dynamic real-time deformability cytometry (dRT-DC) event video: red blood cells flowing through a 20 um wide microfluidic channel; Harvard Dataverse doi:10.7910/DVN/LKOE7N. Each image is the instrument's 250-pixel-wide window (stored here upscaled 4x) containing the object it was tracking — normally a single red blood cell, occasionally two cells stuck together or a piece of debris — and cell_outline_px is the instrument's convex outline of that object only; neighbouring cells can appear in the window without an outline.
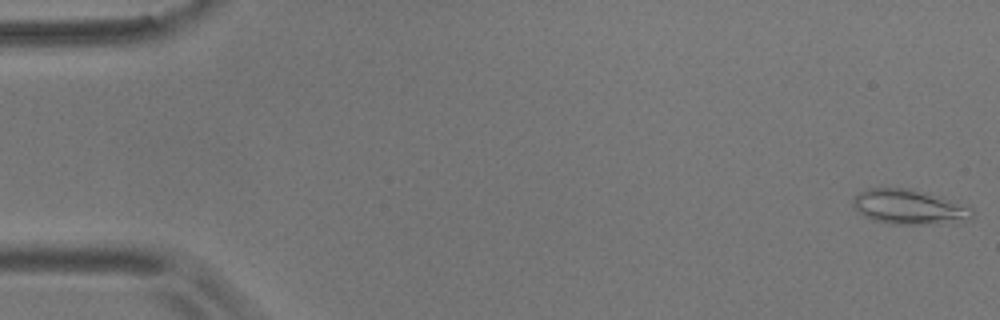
{"species": "common noctule bat (a hibernating species)", "species_latin": "Nyctalus noctula", "temperature_condition": "room temperature", "stored_images_in_passage": 55, "camera_frame_rate_fps": 3000, "um_per_image_px": 0.085, "animal": {"sex": "male", "body_mass_g": 17.9}, "frame": {"image": 1, "passage_image": 1, "time_ms": 0.0, "image_size_px": [1000, 320], "cell_outline_px": [[972, 216], [968, 220], [956, 224], [892, 224], [872, 220], [864, 216], [852, 204], [852, 196], [868, 188], [912, 188], [972, 208]], "centroid_in_image_um": [77.25, 17.61], "position_along_channel_um": 7.7, "area_um2": 24.22}}
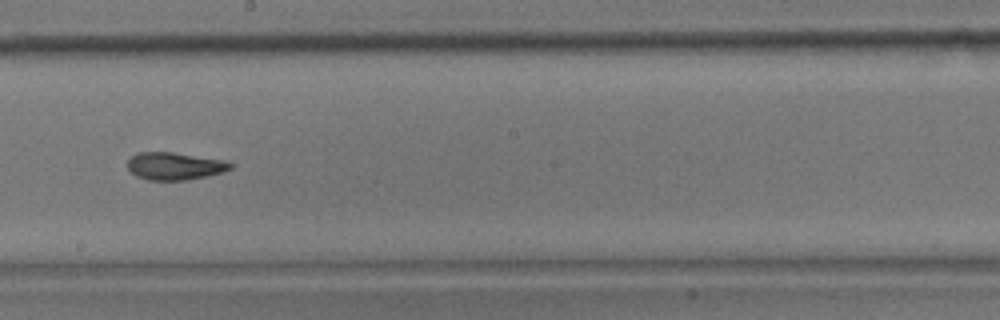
{"frame": {"image": 2, "passage_image": 31, "time_ms": 10.0, "image_size_px": [1000, 320], "cell_outline_px": [[232, 168], [224, 172], [208, 176], [188, 180], [148, 180], [136, 176], [128, 168], [128, 160], [136, 152], [172, 152], [224, 160], [232, 164]], "centroid_in_image_um": [14.85, 14.12], "position_along_channel_um": 233.3, "area_um2": 16.53}}
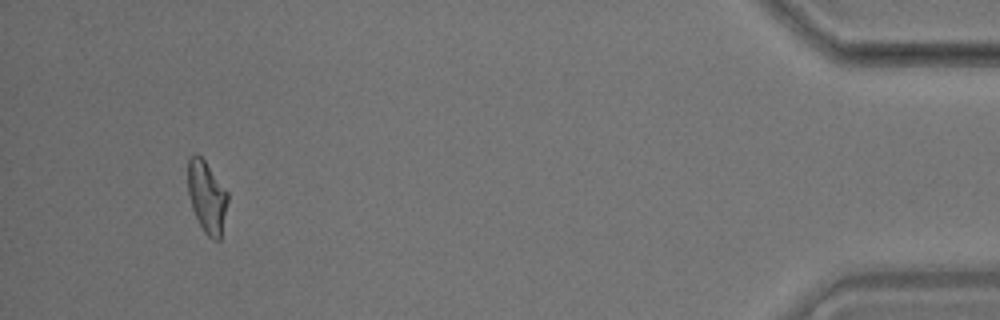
{"frame": {"image": 3, "passage_image": 52, "time_ms": 17.0, "image_size_px": [1000, 320], "cell_outline_px": [[228, 200], [220, 240], [212, 240], [204, 232], [192, 208], [188, 192], [188, 160], [196, 152], [204, 160], [228, 192]], "centroid_in_image_um": [17.59, 16.74], "position_along_channel_um": 417.6, "area_um2": 16.53}}